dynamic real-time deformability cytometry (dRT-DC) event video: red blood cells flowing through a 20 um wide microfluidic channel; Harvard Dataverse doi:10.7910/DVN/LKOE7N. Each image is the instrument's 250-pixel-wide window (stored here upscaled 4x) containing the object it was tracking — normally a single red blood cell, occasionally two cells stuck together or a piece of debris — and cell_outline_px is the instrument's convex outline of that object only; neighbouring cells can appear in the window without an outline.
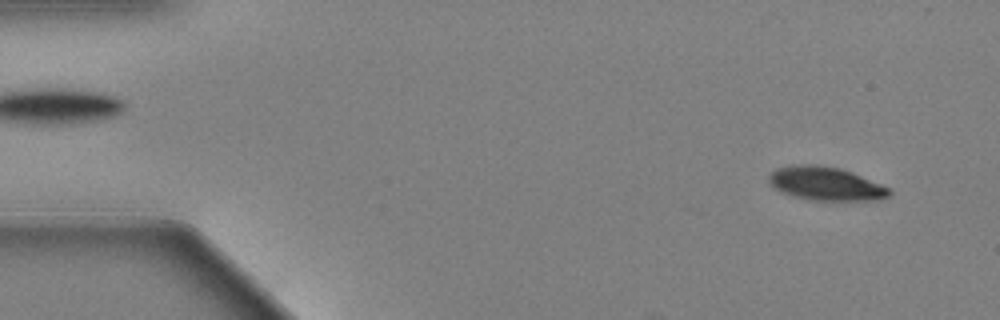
{"species": "Egyptian fruit bat (a non-hibernating species)", "species_latin": "Rousettus aegyptiacus", "temperature_condition": "warm", "stored_images_in_passage": 11, "camera_frame_rate_fps": 3000, "um_per_image_px": 0.085, "animal": {"sex": "female"}, "frame": {"image": 1, "passage_image": 4, "time_ms": 1.0, "image_size_px": [1000, 320], "cell_outline_px": [[892, 192], [888, 196], [876, 200], [812, 200], [792, 196], [780, 192], [768, 180], [768, 176], [776, 168], [792, 164], [816, 164], [840, 168], [852, 172], [892, 188]], "centroid_in_image_um": [70.19, 15.6], "position_along_channel_um": 14.8, "area_um2": 23.7}}